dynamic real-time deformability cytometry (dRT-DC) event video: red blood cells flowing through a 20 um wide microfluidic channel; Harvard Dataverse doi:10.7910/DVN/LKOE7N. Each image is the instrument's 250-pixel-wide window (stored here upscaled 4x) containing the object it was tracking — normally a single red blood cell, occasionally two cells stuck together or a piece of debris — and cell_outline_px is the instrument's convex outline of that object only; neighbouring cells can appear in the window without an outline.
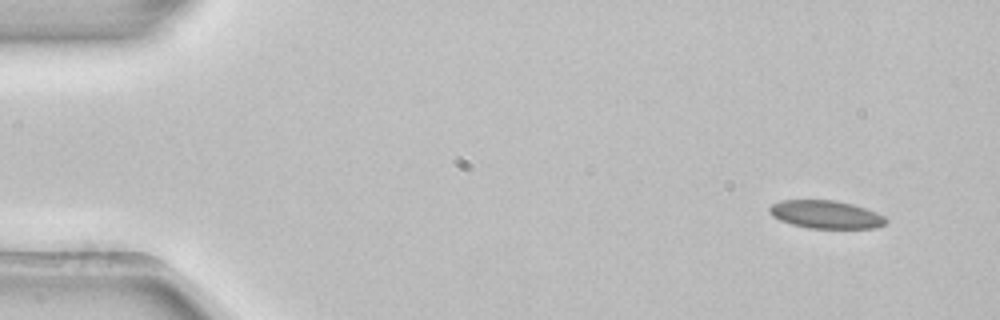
{"species": "common noctule bat (a hibernating species)", "species_latin": "Nyctalus noctula", "temperature_condition": "room temperature", "stored_images_in_passage": 3, "camera_frame_rate_fps": 3000, "um_per_image_px": 0.085, "animal": {"sex": "female", "body_mass_g": 22.7, "forearm_length_mm": 54.2}, "frame": {"image": 1, "passage_image": 1, "time_ms": 0.0, "image_size_px": [1000, 320], "cell_outline_px": [[888, 224], [876, 228], [808, 228], [792, 224], [780, 220], [772, 216], [768, 212], [768, 208], [772, 204], [780, 200], [836, 200], [852, 204], [876, 212], [884, 216], [888, 220]], "centroid_in_image_um": [70.2, 18.23], "position_along_channel_um": 14.8, "area_um2": 19.13}}
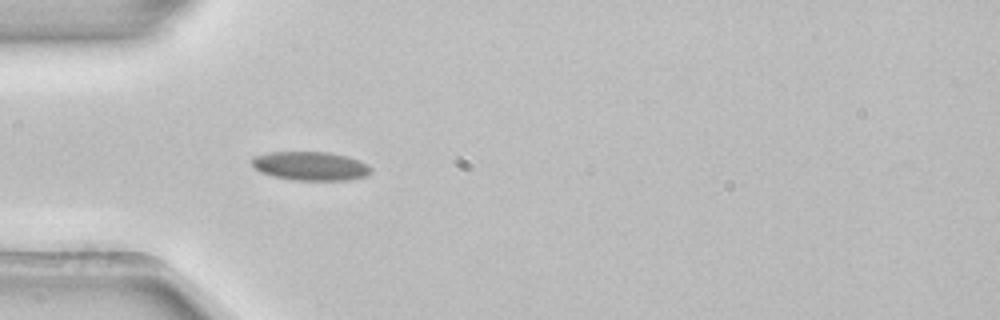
{"frame": {"image": 2, "passage_image": 3, "time_ms": 0.667, "image_size_px": [1000, 320], "cell_outline_px": [[372, 172], [368, 176], [348, 180], [292, 180], [260, 172], [252, 164], [252, 156], [268, 152], [328, 152], [348, 156], [360, 160], [368, 164], [372, 168]], "centroid_in_image_um": [26.44, 14.1], "position_along_channel_um": 58.6, "area_um2": 20.17}}